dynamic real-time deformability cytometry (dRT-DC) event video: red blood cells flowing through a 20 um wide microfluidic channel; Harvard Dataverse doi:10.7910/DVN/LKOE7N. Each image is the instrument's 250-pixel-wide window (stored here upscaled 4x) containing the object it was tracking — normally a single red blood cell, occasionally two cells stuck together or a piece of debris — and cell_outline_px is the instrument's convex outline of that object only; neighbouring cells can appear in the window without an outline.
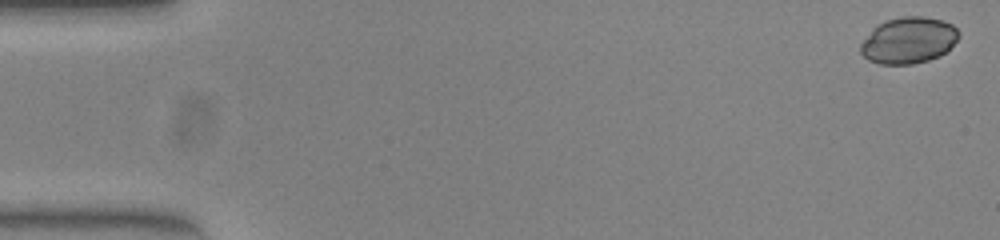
{"species": "common noctule bat (a hibernating species)", "species_latin": "Nyctalus noctula", "temperature_condition": "warm", "stored_images_in_passage": 18, "camera_frame_rate_fps": 3000, "um_per_image_px": 0.085, "animal": {"sex": "female", "body_mass_g": 23.0, "forearm_length_mm": 53.4}, "frame": {"image": 1, "passage_image": 2, "time_ms": 0.333, "image_size_px": [1000, 240], "cell_outline_px": [[960, 36], [940, 56], [928, 60], [912, 64], [880, 64], [868, 60], [860, 52], [860, 44], [872, 28], [876, 24], [900, 16], [924, 16], [940, 20], [952, 24], [960, 32]], "centroid_in_image_um": [77.2, 3.42], "position_along_channel_um": 7.8, "area_um2": 26.53}}
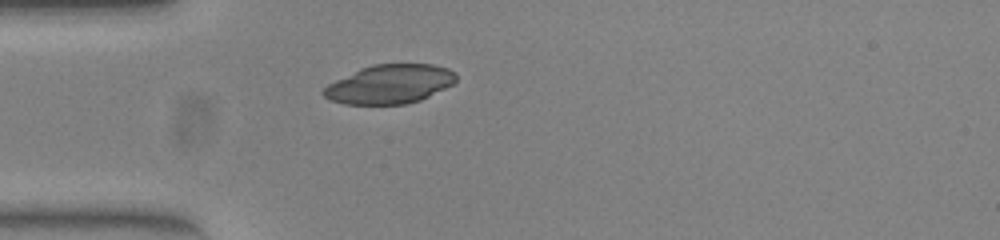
{"frame": {"image": 2, "passage_image": 16, "time_ms": 5.0, "image_size_px": [1000, 240], "cell_outline_px": [[456, 80], [452, 84], [420, 100], [404, 104], [344, 104], [328, 100], [320, 92], [328, 84], [360, 68], [372, 64], [432, 64], [448, 68], [456, 72]], "centroid_in_image_um": [33.1, 7.15], "position_along_channel_um": 51.9, "area_um2": 30.06}}